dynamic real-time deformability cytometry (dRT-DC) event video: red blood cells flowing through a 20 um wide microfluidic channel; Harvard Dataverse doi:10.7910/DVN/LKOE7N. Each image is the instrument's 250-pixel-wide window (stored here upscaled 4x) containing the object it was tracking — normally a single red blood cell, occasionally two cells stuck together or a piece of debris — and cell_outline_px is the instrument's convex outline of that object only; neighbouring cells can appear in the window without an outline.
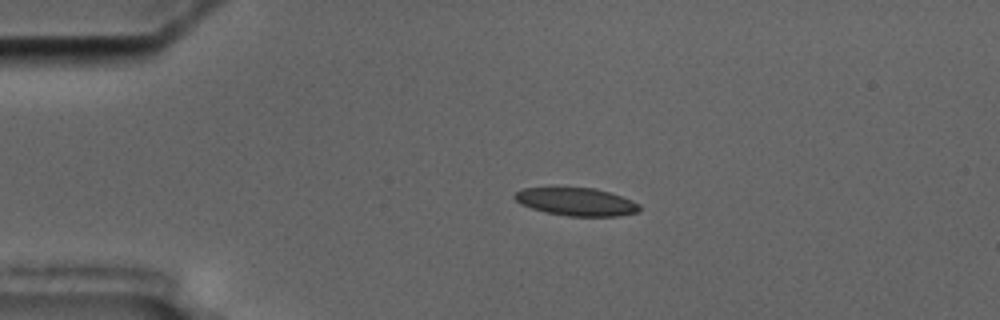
{"species": "common noctule bat (a hibernating species)", "species_latin": "Nyctalus noctula", "temperature_condition": "cold", "stored_images_in_passage": 4, "camera_frame_rate_fps": 3000, "um_per_image_px": 0.085, "animal": {"sex": "male", "body_mass_g": 17.5, "forearm_length_mm": 52.3}, "frame": {"image": 1, "passage_image": 3, "time_ms": 2.0, "image_size_px": [1000, 320], "cell_outline_px": [[640, 212], [620, 216], [568, 216], [544, 212], [520, 204], [512, 196], [516, 192], [524, 188], [596, 188], [632, 200], [640, 204]], "centroid_in_image_um": [49.01, 17.16], "position_along_channel_um": 36.0, "area_um2": 20.29}}